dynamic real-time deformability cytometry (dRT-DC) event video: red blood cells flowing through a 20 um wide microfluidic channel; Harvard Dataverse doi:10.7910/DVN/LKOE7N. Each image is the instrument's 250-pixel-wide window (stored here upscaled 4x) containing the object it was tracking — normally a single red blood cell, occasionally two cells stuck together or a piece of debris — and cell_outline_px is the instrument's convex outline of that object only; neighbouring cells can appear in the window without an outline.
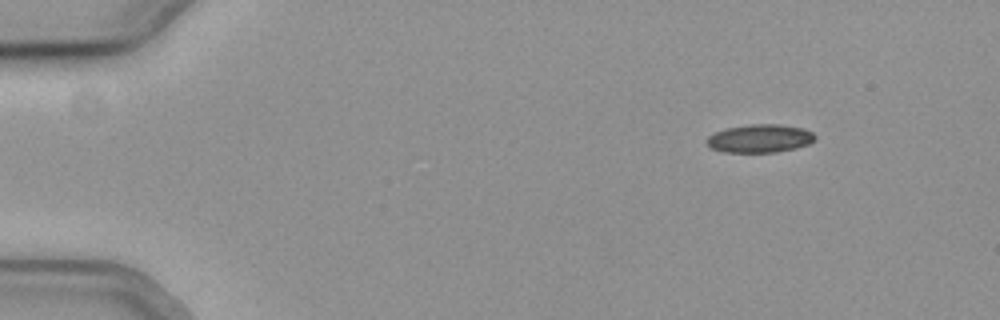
{"species": "common noctule bat (a hibernating species)", "species_latin": "Nyctalus noctula", "temperature_condition": "cold", "stored_images_in_passage": 49, "camera_frame_rate_fps": 3000, "um_per_image_px": 0.085, "animal": {"sex": "female", "body_mass_g": 19.3, "forearm_length_mm": 54.1}, "frame": {"image": 1, "passage_image": 1, "time_ms": 0.0, "image_size_px": [1000, 320], "cell_outline_px": [[816, 136], [808, 144], [796, 148], [776, 152], [724, 152], [712, 148], [708, 144], [708, 136], [716, 132], [728, 128], [752, 124], [776, 124], [800, 128], [812, 132]], "centroid_in_image_um": [64.59, 11.77], "position_along_channel_um": 20.4, "area_um2": 17.4}}
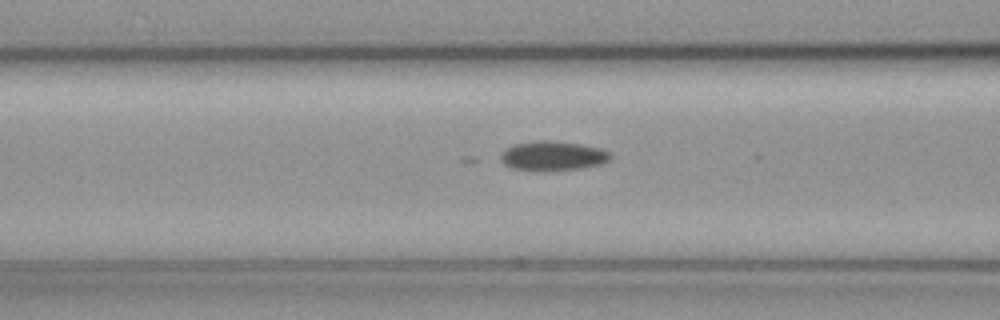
{"frame": {"image": 2, "passage_image": 17, "time_ms": 5.333, "image_size_px": [1000, 320], "cell_outline_px": [[612, 156], [608, 160], [600, 164], [580, 168], [544, 172], [540, 172], [512, 168], [504, 164], [500, 160], [500, 156], [508, 148], [516, 144], [540, 140], [548, 140], [580, 144], [600, 148], [608, 152]], "centroid_in_image_um": [46.97, 13.27], "position_along_channel_um": 119.6, "area_um2": 18.79}}
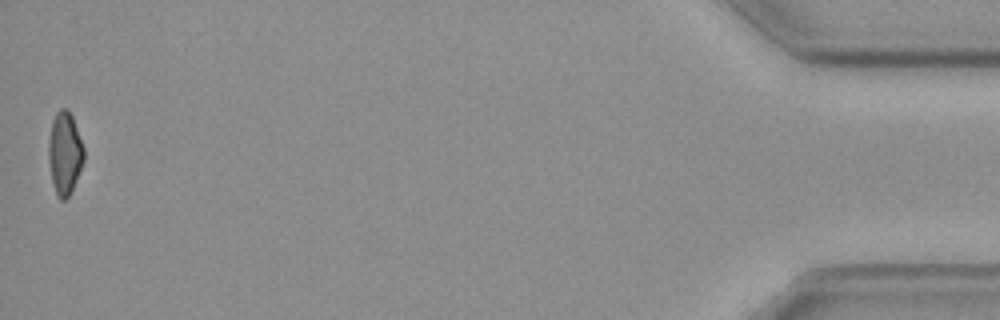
{"frame": {"image": 3, "passage_image": 49, "time_ms": 16.0, "image_size_px": [1000, 320], "cell_outline_px": [[84, 160], [72, 188], [68, 196], [64, 200], [60, 200], [56, 196], [52, 180], [48, 156], [48, 144], [52, 120], [56, 112], [60, 108], [68, 108], [72, 116], [84, 148]], "centroid_in_image_um": [5.49, 12.99], "position_along_channel_um": 429.7, "area_um2": 16.88}}